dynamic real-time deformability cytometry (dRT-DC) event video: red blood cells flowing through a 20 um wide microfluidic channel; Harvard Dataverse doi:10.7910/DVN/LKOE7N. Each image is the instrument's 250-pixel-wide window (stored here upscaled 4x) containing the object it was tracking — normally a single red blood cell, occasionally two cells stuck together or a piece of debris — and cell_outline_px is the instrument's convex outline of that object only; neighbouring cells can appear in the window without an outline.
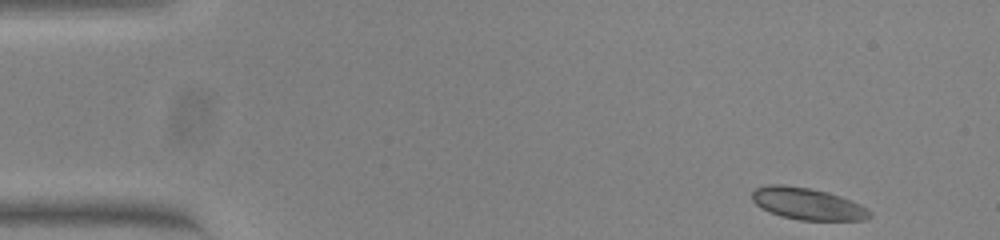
{"species": "common noctule bat (a hibernating species)", "species_latin": "Nyctalus noctula", "temperature_condition": "warm", "stored_images_in_passage": 51, "camera_frame_rate_fps": 3000, "um_per_image_px": 0.085, "animal": {"sex": "female", "body_mass_g": 23.0, "forearm_length_mm": 53.4}, "frame": {"image": 1, "passage_image": 1, "time_ms": 0.0, "image_size_px": [1000, 240], "cell_outline_px": [[872, 216], [864, 220], [800, 220], [780, 216], [760, 208], [752, 200], [752, 192], [756, 188], [768, 184], [784, 184], [808, 188], [828, 192], [840, 196], [860, 204], [872, 212]], "centroid_in_image_um": [68.62, 17.32], "position_along_channel_um": 16.4, "area_um2": 21.91}}
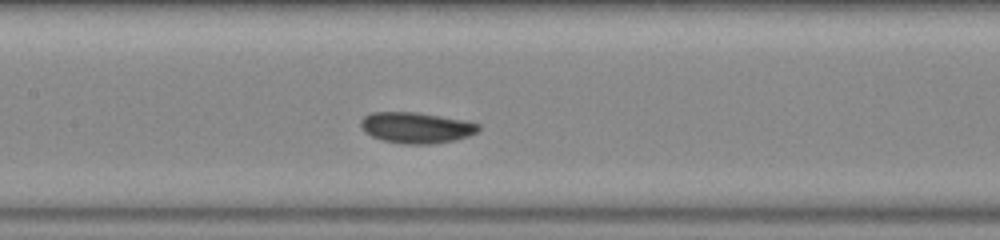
{"frame": {"image": 2, "passage_image": 22, "time_ms": 7.0, "image_size_px": [1000, 240], "cell_outline_px": [[480, 128], [476, 132], [468, 136], [456, 140], [432, 144], [404, 144], [384, 140], [372, 136], [364, 132], [360, 124], [360, 120], [364, 116], [372, 112], [416, 112], [464, 120], [480, 124]], "centroid_in_image_um": [35.37, 10.85], "position_along_channel_um": 172.0, "area_um2": 21.21}}
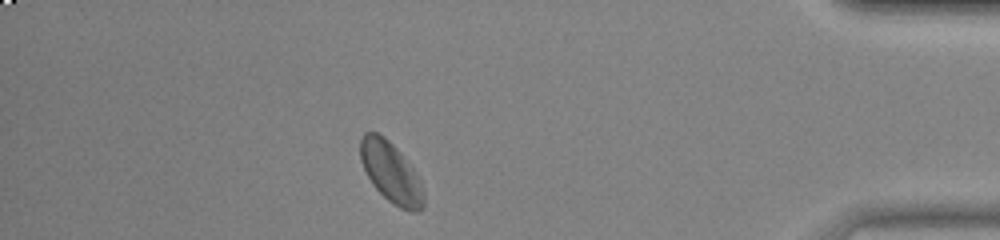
{"frame": {"image": 3, "passage_image": 44, "time_ms": 14.333, "image_size_px": [1000, 240], "cell_outline_px": [[424, 208], [416, 212], [408, 212], [392, 204], [372, 184], [360, 160], [360, 140], [364, 132], [376, 132], [384, 136], [400, 152], [412, 168], [420, 180], [424, 192]], "centroid_in_image_um": [33.24, 14.68], "position_along_channel_um": 402.0, "area_um2": 22.31}, "authors_computed_cell_mechanics": {"area_um2": 21.386, "velocity_mm_per_s": 3.7433, "shape_relaxation_time_tau1_ms": 2.2958, "shape_relaxation_time_tau2_ms": null, "deformation_change_tau1": 0.0606, "deformation_change_tau2": null}}